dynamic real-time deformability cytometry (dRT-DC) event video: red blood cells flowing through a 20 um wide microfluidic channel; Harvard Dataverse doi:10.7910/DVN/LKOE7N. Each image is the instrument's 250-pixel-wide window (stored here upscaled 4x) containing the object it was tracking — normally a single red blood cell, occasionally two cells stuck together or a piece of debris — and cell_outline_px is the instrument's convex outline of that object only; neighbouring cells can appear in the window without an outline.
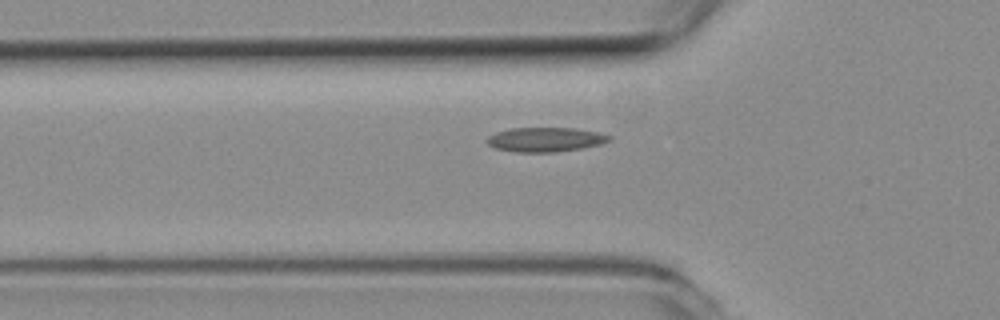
{"species": "common noctule bat (a hibernating species)", "species_latin": "Nyctalus noctula", "temperature_condition": "room temperature", "stored_images_in_passage": 40, "camera_frame_rate_fps": 3000, "um_per_image_px": 0.085, "animal": {"sex": "female", "body_mass_g": 19.3, "forearm_length_mm": 54.1}, "frame": {"image": 1, "passage_image": 3, "time_ms": 0.667, "image_size_px": [1000, 320], "cell_outline_px": [[612, 140], [600, 144], [580, 148], [556, 152], [516, 152], [496, 148], [488, 144], [484, 140], [488, 136], [496, 132], [512, 128], [576, 128], [600, 132], [612, 136]], "centroid_in_image_um": [46.37, 11.85], "position_along_channel_um": 79.4, "area_um2": 17.46}}
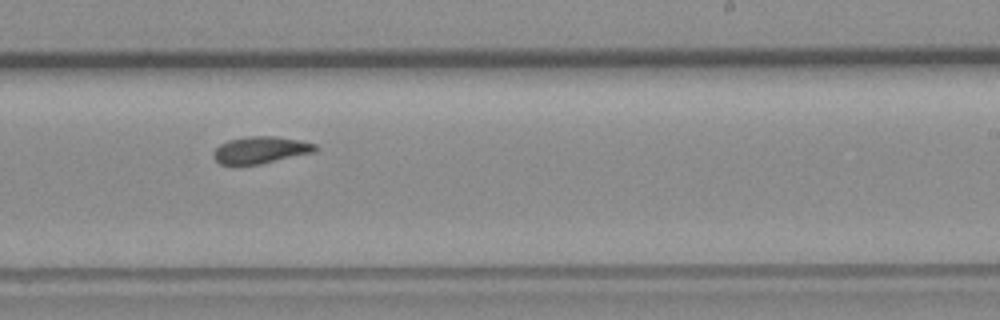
{"frame": {"image": 2, "passage_image": 18, "time_ms": 5.667, "image_size_px": [1000, 320], "cell_outline_px": [[316, 148], [312, 152], [260, 164], [220, 164], [212, 156], [212, 152], [220, 144], [228, 140], [244, 136], [276, 136], [300, 140], [316, 144]], "centroid_in_image_um": [22.1, 12.73], "position_along_channel_um": 266.9, "area_um2": 15.84}}
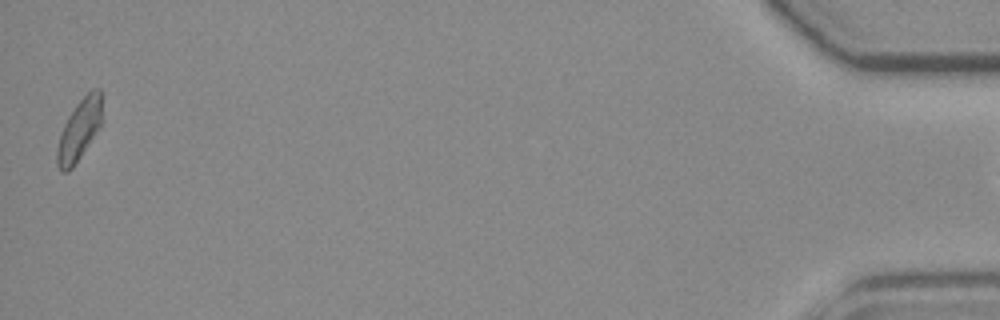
{"frame": {"image": 3, "passage_image": 39, "time_ms": 12.667, "image_size_px": [1000, 320], "cell_outline_px": [[100, 124], [80, 156], [72, 168], [68, 172], [60, 172], [56, 164], [56, 148], [64, 124], [68, 116], [76, 104], [92, 88], [100, 88]], "centroid_in_image_um": [6.67, 11.07], "position_along_channel_um": 428.5, "area_um2": 15.43}}